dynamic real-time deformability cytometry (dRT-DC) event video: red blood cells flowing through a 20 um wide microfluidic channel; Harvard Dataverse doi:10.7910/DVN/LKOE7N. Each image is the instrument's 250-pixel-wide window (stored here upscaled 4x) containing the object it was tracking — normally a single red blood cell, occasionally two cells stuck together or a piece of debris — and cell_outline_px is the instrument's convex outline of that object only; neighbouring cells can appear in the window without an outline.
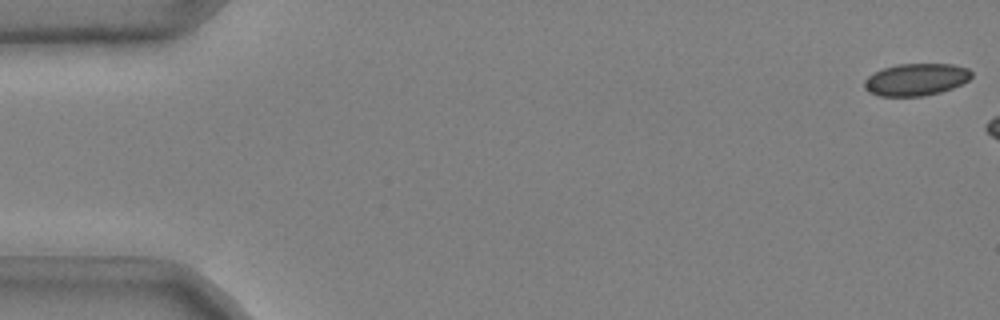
{"species": "common noctule bat (a hibernating species)", "species_latin": "Nyctalus noctula", "temperature_condition": "cold", "stored_images_in_passage": 6, "camera_frame_rate_fps": 3000, "um_per_image_px": 0.085, "animal": {"sex": "male", "body_mass_g": 20.4}, "frame": {"image": 1, "passage_image": 1, "time_ms": 0.0, "image_size_px": [1000, 320], "cell_outline_px": [[972, 76], [968, 80], [952, 88], [940, 92], [924, 96], [880, 96], [868, 92], [864, 88], [864, 80], [868, 76], [884, 68], [896, 64], [952, 64], [968, 68], [972, 72]], "centroid_in_image_um": [77.85, 6.76], "position_along_channel_um": 7.1, "area_um2": 20.06}}